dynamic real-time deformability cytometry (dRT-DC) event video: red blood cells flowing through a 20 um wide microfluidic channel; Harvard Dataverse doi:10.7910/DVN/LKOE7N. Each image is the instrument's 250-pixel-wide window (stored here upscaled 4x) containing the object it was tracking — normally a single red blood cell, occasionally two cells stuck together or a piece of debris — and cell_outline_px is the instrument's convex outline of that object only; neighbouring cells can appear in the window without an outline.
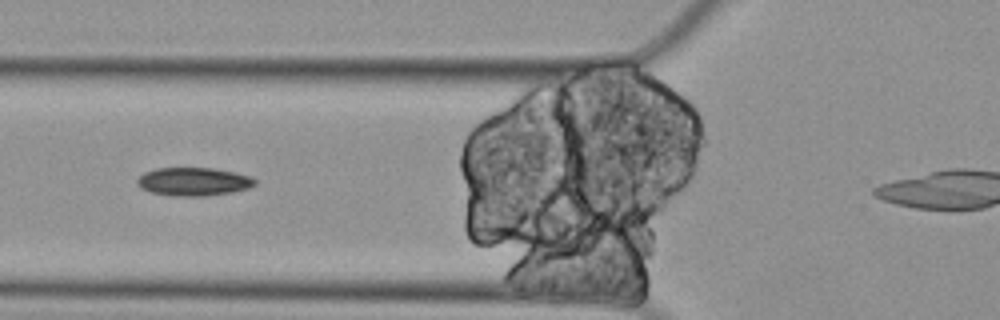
{"species": "Egyptian fruit bat (a non-hibernating species)", "species_latin": "Rousettus aegyptiacus", "temperature_condition": "cold", "stored_images_in_passage": 38, "segment_of_instrument_passage": [2, 2], "camera_frame_rate_fps": 3000, "um_per_image_px": 0.085, "animal": {"sex": "female"}, "frame": {"image": 1, "passage_image": 8, "time_ms": 2.333, "image_size_px": [1000, 320], "cell_outline_px": [[256, 184], [248, 188], [232, 192], [204, 196], [172, 196], [152, 192], [140, 188], [136, 184], [136, 180], [144, 172], [156, 168], [216, 168], [236, 172], [252, 176], [256, 180]], "centroid_in_image_um": [16.46, 15.43], "position_along_channel_um": 109.3, "area_um2": 19.59}}
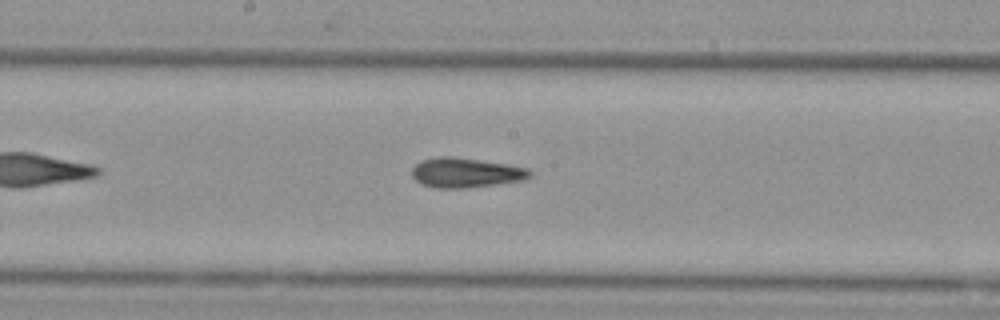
{"frame": {"image": 2, "passage_image": 17, "time_ms": 5.333, "image_size_px": [1000, 320], "cell_outline_px": [[532, 176], [524, 180], [496, 184], [464, 188], [436, 188], [420, 184], [412, 176], [412, 168], [420, 160], [440, 156], [452, 156], [508, 164], [528, 168], [532, 172]], "centroid_in_image_um": [39.59, 14.67], "position_along_channel_um": 208.6, "area_um2": 20.58}}
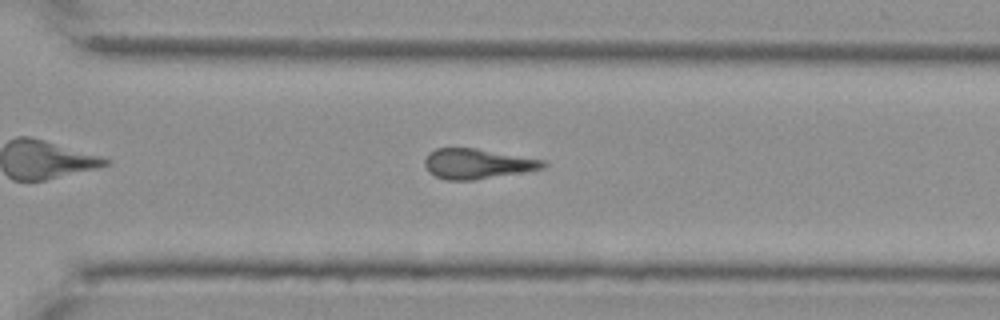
{"frame": {"image": 3, "passage_image": 28, "time_ms": 9.0, "image_size_px": [1000, 320], "cell_outline_px": [[548, 164], [544, 168], [476, 180], [444, 180], [428, 172], [424, 164], [424, 160], [428, 152], [436, 148], [476, 148], [544, 160]], "centroid_in_image_um": [40.53, 13.92], "position_along_channel_um": 330.1, "area_um2": 20.81}}